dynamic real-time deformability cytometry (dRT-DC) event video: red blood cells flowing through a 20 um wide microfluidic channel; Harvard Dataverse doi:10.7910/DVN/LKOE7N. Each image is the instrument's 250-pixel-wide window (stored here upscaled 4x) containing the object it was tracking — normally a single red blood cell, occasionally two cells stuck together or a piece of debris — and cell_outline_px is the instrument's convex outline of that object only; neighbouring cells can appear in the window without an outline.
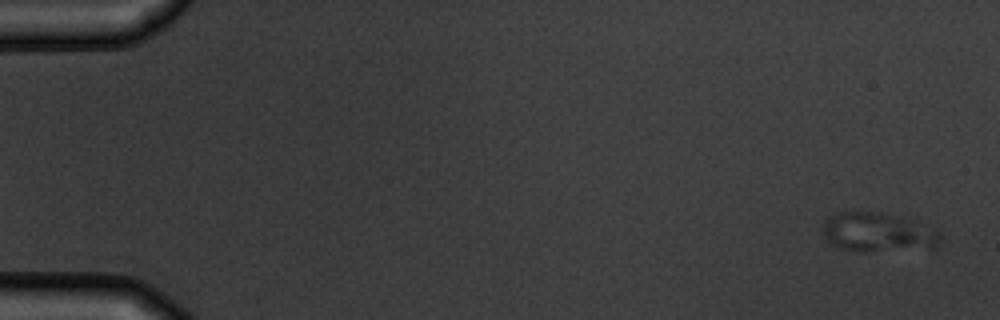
{"species": "common noctule bat (a hibernating species)", "species_latin": "Nyctalus noctula", "temperature_condition": "warm", "stored_images_in_passage": 5, "camera_frame_rate_fps": 3000, "um_per_image_px": 0.085, "animal": {"sex": "male", "body_mass_g": 19.5, "forearm_length_mm": 54.6}, "frame": {"image": 1, "passage_image": 1, "time_ms": 0.0, "image_size_px": [1000, 320], "cell_outline_px": [[940, 244], [936, 248], [864, 252], [856, 252], [840, 248], [832, 244], [824, 236], [820, 228], [824, 220], [828, 216], [840, 212], [880, 212], [900, 216], [912, 220], [940, 232]], "centroid_in_image_um": [74.6, 19.76], "position_along_channel_um": 10.4, "area_um2": 27.28}}
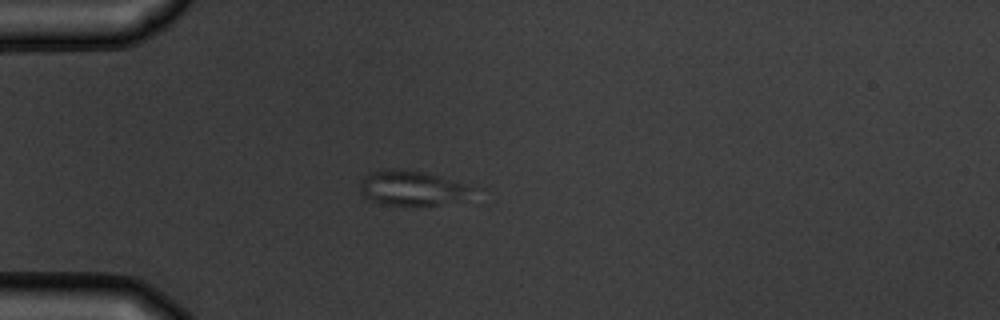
{"frame": {"image": 2, "passage_image": 5, "time_ms": 4.333, "image_size_px": [1000, 320], "cell_outline_px": [[468, 188], [436, 204], [388, 204], [368, 200], [360, 192], [360, 180], [364, 176], [372, 172], [384, 168], [388, 168], [424, 172], [468, 184]], "centroid_in_image_um": [34.69, 15.91], "position_along_channel_um": 50.3, "area_um2": 20.98}}